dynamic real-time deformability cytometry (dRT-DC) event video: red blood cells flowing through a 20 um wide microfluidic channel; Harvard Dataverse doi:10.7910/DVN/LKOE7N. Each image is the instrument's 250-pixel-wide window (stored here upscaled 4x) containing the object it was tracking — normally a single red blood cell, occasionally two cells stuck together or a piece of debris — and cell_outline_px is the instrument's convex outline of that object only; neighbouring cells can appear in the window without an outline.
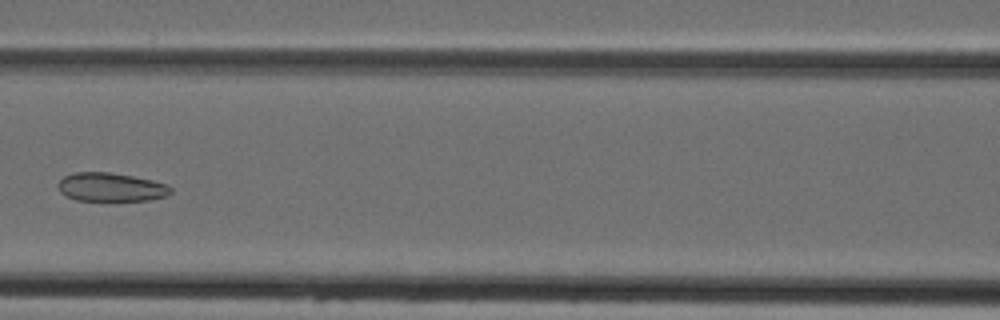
{"species": "Egyptian fruit bat (a non-hibernating species)", "species_latin": "Rousettus aegyptiacus", "temperature_condition": "cold", "stored_images_in_passage": 6, "camera_frame_rate_fps": 3000, "um_per_image_px": 0.085, "animal": {"sex": "female"}, "frame": {"image": 1, "passage_image": 6, "time_ms": 6.0, "image_size_px": [1000, 320], "cell_outline_px": [[172, 192], [168, 196], [148, 200], [76, 200], [60, 192], [56, 184], [64, 176], [76, 172], [108, 172], [132, 176], [152, 180], [168, 184], [172, 188]], "centroid_in_image_um": [9.45, 15.9], "position_along_channel_um": 157.2, "area_um2": 18.79}}